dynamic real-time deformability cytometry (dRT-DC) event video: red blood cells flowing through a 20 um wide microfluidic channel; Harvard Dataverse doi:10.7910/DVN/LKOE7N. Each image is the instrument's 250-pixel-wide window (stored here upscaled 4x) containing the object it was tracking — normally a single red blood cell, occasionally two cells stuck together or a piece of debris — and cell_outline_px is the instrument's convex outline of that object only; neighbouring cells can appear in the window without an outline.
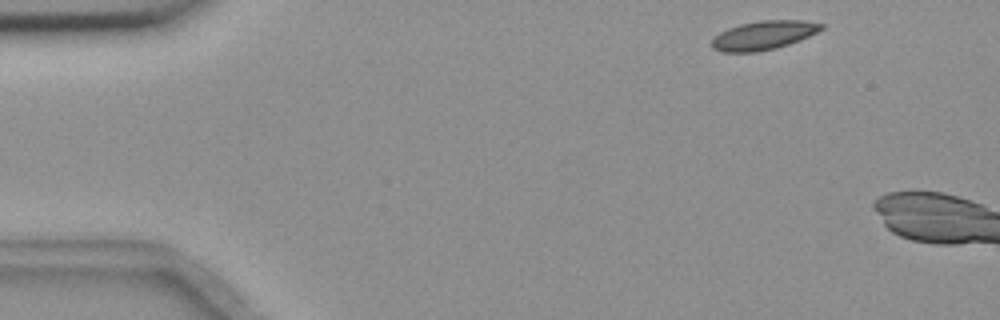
{"species": "common noctule bat (a hibernating species)", "species_latin": "Nyctalus noctula", "temperature_condition": "room temperature", "stored_images_in_passage": 6, "camera_frame_rate_fps": 3000, "um_per_image_px": 0.085, "animal": {"sex": "female", "body_mass_g": 18.4}, "frame": {"image": 1, "passage_image": 3, "time_ms": 0.667, "image_size_px": [1000, 320], "cell_outline_px": [[824, 28], [800, 40], [776, 48], [756, 52], [720, 52], [712, 48], [712, 40], [720, 32], [728, 28], [740, 24], [760, 20], [804, 20], [824, 24]], "centroid_in_image_um": [64.9, 2.99], "position_along_channel_um": 20.1, "area_um2": 18.38}}